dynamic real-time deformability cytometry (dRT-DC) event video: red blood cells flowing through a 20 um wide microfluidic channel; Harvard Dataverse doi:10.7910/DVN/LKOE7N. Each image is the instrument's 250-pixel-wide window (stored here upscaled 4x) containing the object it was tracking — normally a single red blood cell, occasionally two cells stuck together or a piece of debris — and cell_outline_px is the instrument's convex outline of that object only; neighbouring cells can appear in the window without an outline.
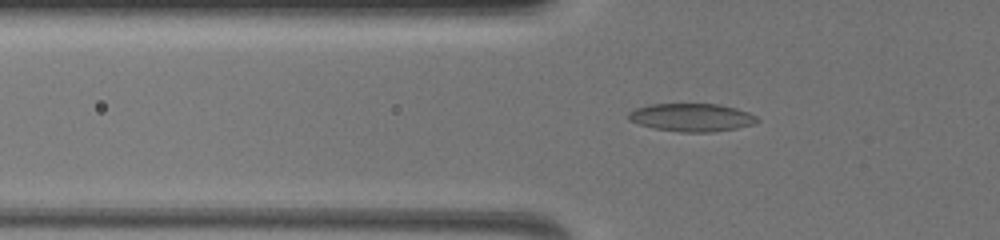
{"species": "common noctule bat (a hibernating species)", "species_latin": "Nyctalus noctula", "temperature_condition": "warm", "stored_images_in_passage": 36, "camera_frame_rate_fps": 3000, "um_per_image_px": 0.085, "animal": {"sex": "female", "body_mass_g": 19.5, "forearm_length_mm": 54.1}, "frame": {"image": 1, "passage_image": 5, "time_ms": 1.333, "image_size_px": [1000, 240], "cell_outline_px": [[760, 120], [752, 124], [736, 128], [712, 132], [680, 132], [656, 128], [640, 124], [628, 120], [628, 112], [636, 108], [648, 104], [716, 104], [736, 108], [748, 112], [756, 116]], "centroid_in_image_um": [58.78, 9.97], "position_along_channel_um": 67.0, "area_um2": 20.87}}
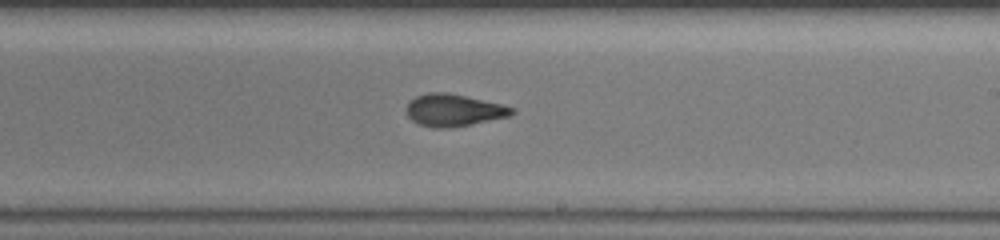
{"frame": {"image": 2, "passage_image": 18, "time_ms": 6.0, "image_size_px": [1000, 240], "cell_outline_px": [[516, 112], [512, 116], [452, 128], [432, 128], [420, 124], [412, 120], [408, 116], [408, 104], [416, 96], [428, 92], [448, 92], [500, 104], [516, 108]], "centroid_in_image_um": [38.62, 9.38], "position_along_channel_um": 250.4, "area_um2": 19.77}}
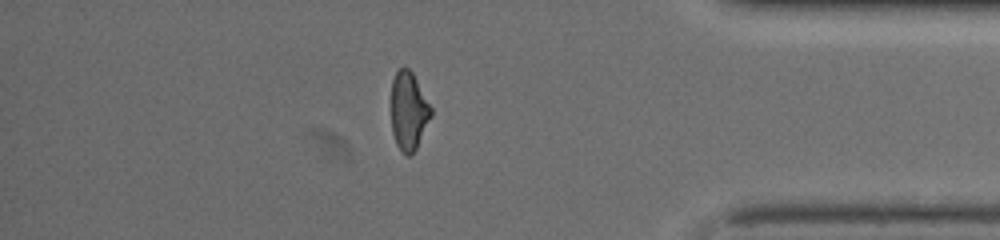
{"frame": {"image": 3, "passage_image": 31, "time_ms": 10.333, "image_size_px": [1000, 240], "cell_outline_px": [[432, 116], [416, 148], [408, 156], [404, 156], [396, 144], [392, 132], [392, 80], [396, 72], [400, 68], [408, 68], [412, 72], [432, 108]], "centroid_in_image_um": [34.74, 9.45], "position_along_channel_um": 400.5, "area_um2": 18.03}}